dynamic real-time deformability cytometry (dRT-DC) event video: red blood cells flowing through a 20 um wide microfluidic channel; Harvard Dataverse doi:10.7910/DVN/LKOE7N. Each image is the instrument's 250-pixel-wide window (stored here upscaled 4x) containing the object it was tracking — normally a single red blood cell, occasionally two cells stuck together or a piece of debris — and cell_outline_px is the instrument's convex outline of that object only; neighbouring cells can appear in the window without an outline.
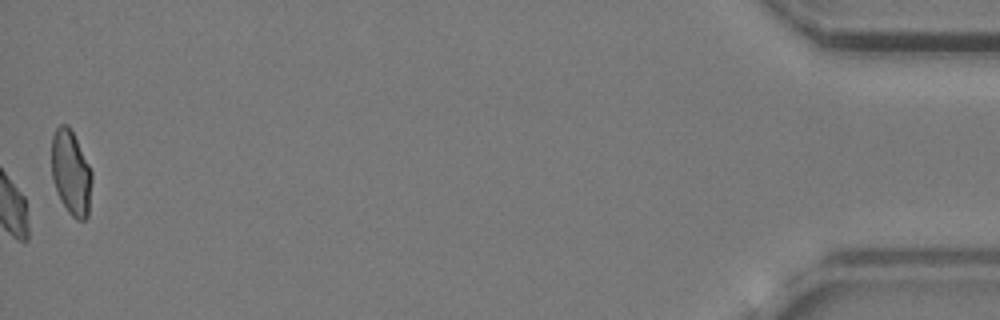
{"species": "common noctule bat (a hibernating species)", "species_latin": "Nyctalus noctula", "temperature_condition": "cold", "stored_images_in_passage": 39, "camera_frame_rate_fps": 3000, "um_per_image_px": 0.085, "animal": {"sex": "female", "body_mass_g": 24.6, "forearm_length_mm": 56.2}, "frame": {"image": 1, "passage_image": 39, "time_ms": 12.667, "image_size_px": [1000, 320], "cell_outline_px": [[92, 180], [88, 216], [84, 220], [76, 220], [68, 212], [60, 200], [52, 176], [52, 136], [56, 128], [60, 124], [68, 124], [92, 172]], "centroid_in_image_um": [6.03, 14.71], "position_along_channel_um": 429.2, "area_um2": 19.71}, "authors_computed_cell_mechanics": {"area_um2": 18.7272, "velocity_mm_per_s": 3.6873, "shape_relaxation_time_tau1_ms": null, "shape_relaxation_time_tau2_ms": 3.8854, "deformation_change_tau1": null, "deformation_change_tau2": 0.0744}}